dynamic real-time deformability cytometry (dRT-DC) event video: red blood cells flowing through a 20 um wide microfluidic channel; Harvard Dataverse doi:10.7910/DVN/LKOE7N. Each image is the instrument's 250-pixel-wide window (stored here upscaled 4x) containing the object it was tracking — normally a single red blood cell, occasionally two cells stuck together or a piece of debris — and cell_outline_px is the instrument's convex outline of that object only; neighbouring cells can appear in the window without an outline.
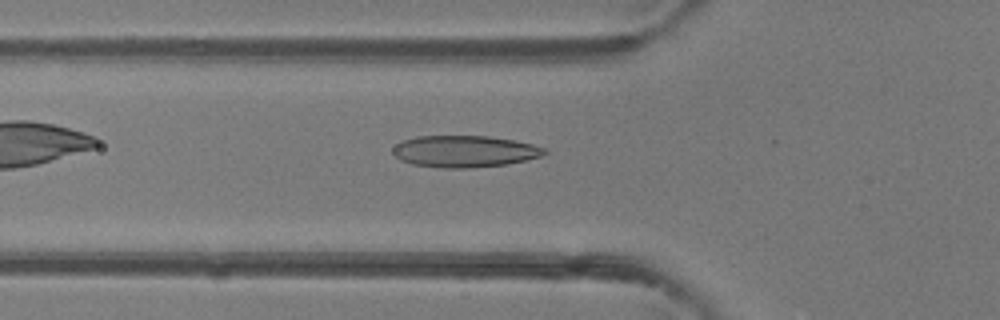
{"species": "common noctule bat (a hibernating species)", "species_latin": "Nyctalus noctula", "temperature_condition": "room temperature", "stored_images_in_passage": 32, "camera_frame_rate_fps": 3000, "um_per_image_px": 0.085, "animal": {"sex": "female"}, "frame": {"image": 1, "passage_image": 6, "time_ms": 1.667, "image_size_px": [1000, 320], "cell_outline_px": [[548, 152], [540, 156], [524, 160], [504, 164], [468, 168], [440, 168], [412, 164], [400, 160], [392, 152], [392, 148], [396, 144], [404, 140], [416, 136], [488, 136], [516, 140], [532, 144], [544, 148]], "centroid_in_image_um": [39.45, 12.86], "position_along_channel_um": 86.3, "area_um2": 27.92}}
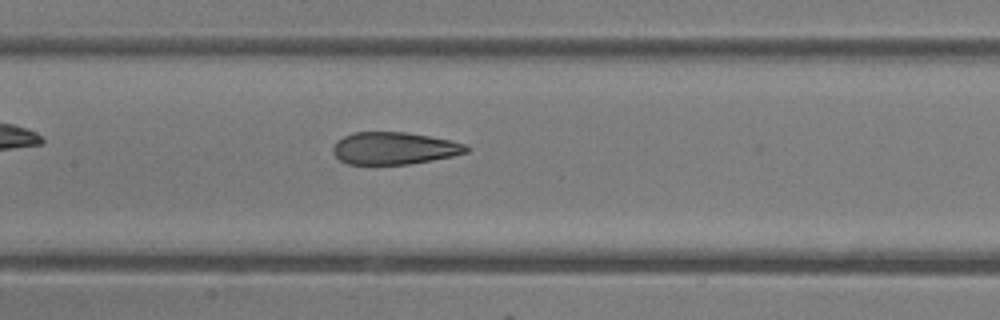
{"frame": {"image": 2, "passage_image": 12, "time_ms": 3.667, "image_size_px": [1000, 320], "cell_outline_px": [[468, 152], [452, 156], [432, 160], [408, 164], [348, 164], [340, 160], [332, 152], [332, 148], [336, 140], [352, 132], [408, 132], [468, 144]], "centroid_in_image_um": [33.48, 12.6], "position_along_channel_um": 173.9, "area_um2": 25.09}}
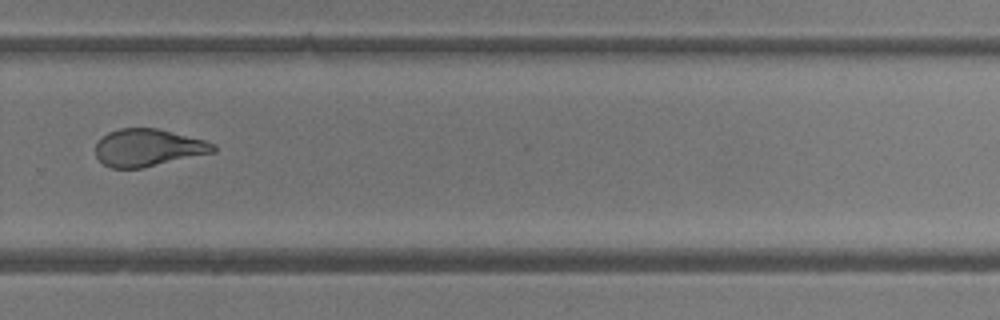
{"frame": {"image": 3, "passage_image": 22, "time_ms": 7.0, "image_size_px": [1000, 320], "cell_outline_px": [[216, 152], [140, 168], [112, 168], [104, 164], [96, 156], [96, 144], [108, 132], [120, 128], [156, 128], [204, 140], [216, 144]], "centroid_in_image_um": [12.6, 12.55], "position_along_channel_um": 317.2, "area_um2": 25.37}, "authors_computed_cell_mechanics": {"area_um2": 26.5302, "velocity_mm_per_s": 4.3288, "shape_relaxation_time_tau1_ms": 6.5737, "shape_relaxation_time_tau2_ms": 0.9296, "deformation_change_tau1": 0.2122, "deformation_change_tau2": 0.0743}}